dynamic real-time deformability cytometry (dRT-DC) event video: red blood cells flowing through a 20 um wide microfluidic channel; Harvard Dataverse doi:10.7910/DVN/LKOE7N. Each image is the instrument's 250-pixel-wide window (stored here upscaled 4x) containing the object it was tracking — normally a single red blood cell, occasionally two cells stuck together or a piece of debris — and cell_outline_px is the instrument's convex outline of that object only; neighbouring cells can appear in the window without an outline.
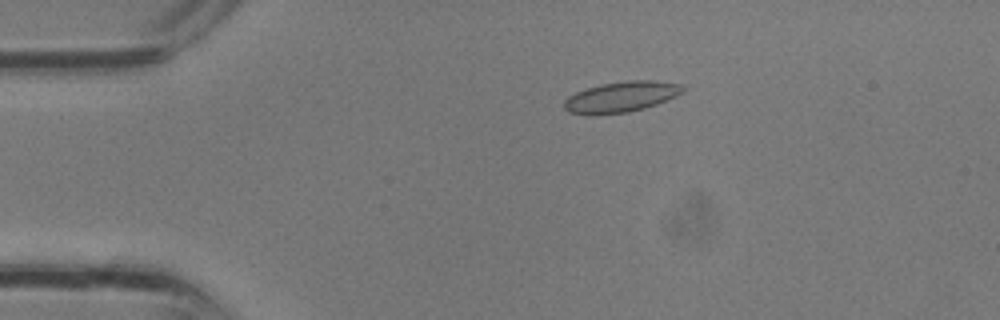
{"species": "common noctule bat (a hibernating species)", "species_latin": "Nyctalus noctula", "temperature_condition": "room temperature", "stored_images_in_passage": 33, "camera_frame_rate_fps": 3000, "um_per_image_px": 0.085, "animal": {"sex": "male", "body_mass_g": 13.3}, "frame": {"image": 1, "passage_image": 7, "time_ms": 2.0, "image_size_px": [1000, 320], "cell_outline_px": [[688, 88], [684, 92], [676, 96], [656, 104], [644, 108], [628, 112], [596, 116], [588, 116], [568, 112], [564, 108], [564, 100], [568, 96], [576, 92], [600, 84], [628, 80], [652, 80], [684, 84]], "centroid_in_image_um": [52.81, 8.24], "position_along_channel_um": 32.2, "area_um2": 21.68}}
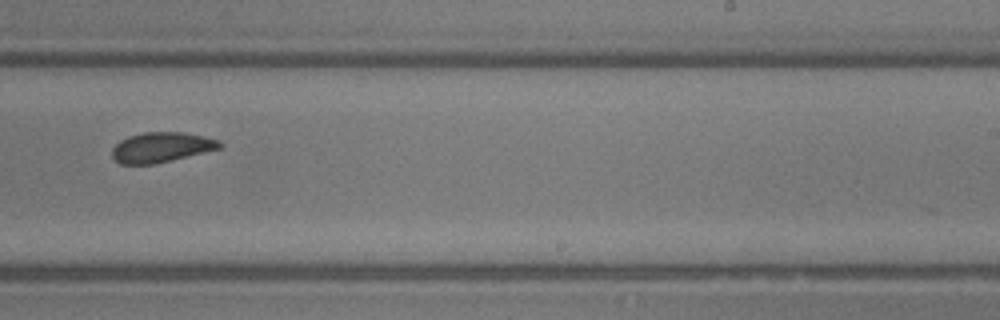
{"frame": {"image": 2, "passage_image": 21, "time_ms": 6.667, "image_size_px": [1000, 320], "cell_outline_px": [[224, 144], [220, 148], [152, 164], [120, 164], [112, 156], [112, 148], [120, 140], [128, 136], [144, 132], [184, 132], [220, 140]], "centroid_in_image_um": [13.69, 12.5], "position_along_channel_um": 275.3, "area_um2": 18.61}}
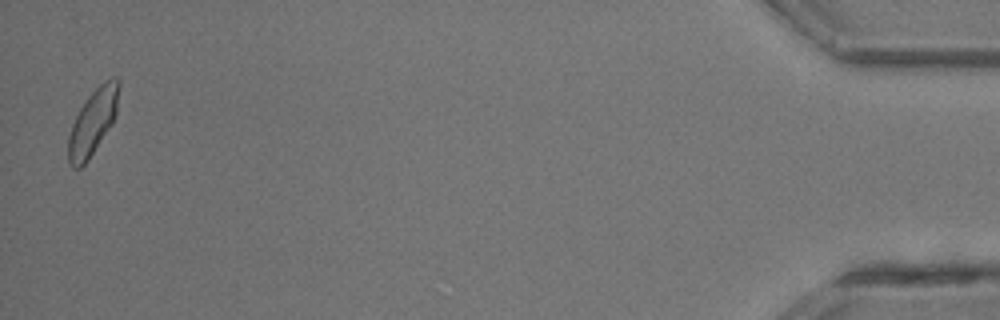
{"frame": {"image": 3, "passage_image": 33, "time_ms": 10.667, "image_size_px": [1000, 320], "cell_outline_px": [[120, 84], [116, 112], [112, 124], [88, 160], [80, 168], [72, 168], [68, 164], [68, 136], [72, 124], [80, 108], [88, 96], [104, 80], [112, 76], [116, 76], [120, 80]], "centroid_in_image_um": [7.89, 10.36], "position_along_channel_um": 427.3, "area_um2": 19.36}}